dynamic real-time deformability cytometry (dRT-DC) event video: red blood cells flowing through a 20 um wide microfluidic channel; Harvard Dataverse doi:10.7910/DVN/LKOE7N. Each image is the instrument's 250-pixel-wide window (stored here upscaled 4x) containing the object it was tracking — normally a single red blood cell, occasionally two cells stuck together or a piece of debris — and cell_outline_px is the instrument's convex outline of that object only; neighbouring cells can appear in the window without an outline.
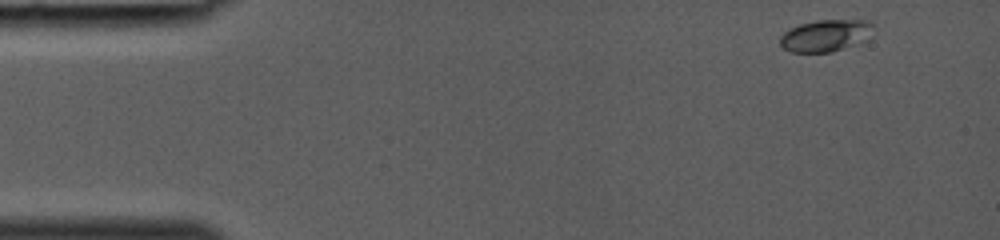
{"species": "common noctule bat (a hibernating species)", "species_latin": "Nyctalus noctula", "temperature_condition": "room temperature", "stored_images_in_passage": 33, "camera_frame_rate_fps": 3000, "um_per_image_px": 0.085, "animal": {"sex": "female", "body_mass_g": 19.0, "forearm_length_mm": 53.3}, "frame": {"image": 1, "passage_image": 1, "time_ms": 0.0, "image_size_px": [1000, 240], "cell_outline_px": [[872, 24], [864, 40], [832, 52], [792, 52], [784, 48], [780, 44], [780, 36], [788, 28], [800, 24], [816, 20], [868, 20]], "centroid_in_image_um": [70.08, 3.01], "position_along_channel_um": 14.9, "area_um2": 16.94}}
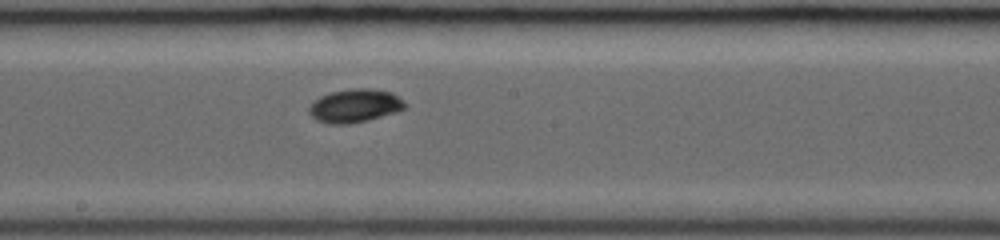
{"frame": {"image": 2, "passage_image": 19, "time_ms": 6.0, "image_size_px": [1000, 240], "cell_outline_px": [[408, 108], [396, 112], [368, 120], [348, 124], [328, 124], [316, 120], [308, 112], [308, 108], [320, 96], [332, 92], [352, 88], [368, 88], [392, 92], [408, 104]], "centroid_in_image_um": [30.2, 8.99], "position_along_channel_um": 218.0, "area_um2": 18.73}}
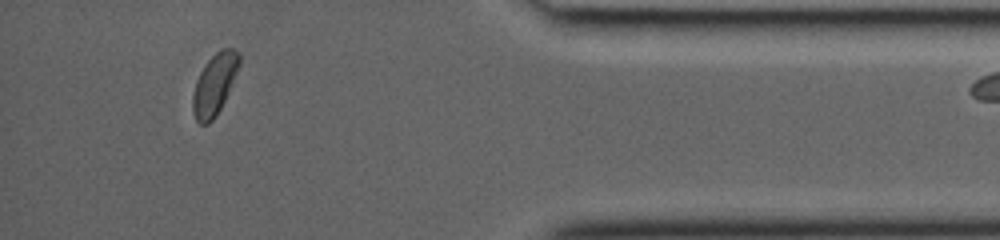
{"frame": {"image": 3, "passage_image": 32, "time_ms": 10.333, "image_size_px": [1000, 240], "cell_outline_px": [[240, 64], [228, 92], [216, 116], [208, 124], [200, 124], [196, 120], [192, 112], [192, 96], [196, 80], [204, 64], [220, 48], [232, 48], [240, 56]], "centroid_in_image_um": [18.2, 7.17], "position_along_channel_um": 417.0, "area_um2": 16.42}}